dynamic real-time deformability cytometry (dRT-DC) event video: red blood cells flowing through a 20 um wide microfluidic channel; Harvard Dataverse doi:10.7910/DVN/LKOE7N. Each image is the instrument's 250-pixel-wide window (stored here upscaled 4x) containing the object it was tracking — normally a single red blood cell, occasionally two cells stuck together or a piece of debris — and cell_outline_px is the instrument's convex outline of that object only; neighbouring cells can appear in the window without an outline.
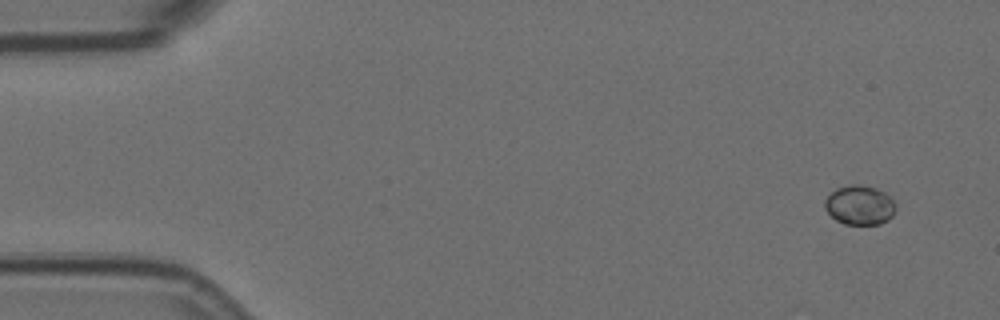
{"species": "Egyptian fruit bat (a non-hibernating species)", "species_latin": "Rousettus aegyptiacus", "temperature_condition": "room temperature", "stored_images_in_passage": 5, "camera_frame_rate_fps": 3000, "um_per_image_px": 0.085, "animal": {"sex": "female"}, "frame": {"image": 1, "passage_image": 1, "time_ms": 0.0, "image_size_px": [1000, 320], "cell_outline_px": [[896, 208], [892, 216], [888, 220], [880, 224], [844, 224], [836, 220], [824, 208], [824, 200], [836, 188], [848, 184], [860, 184], [876, 188], [884, 192], [896, 204]], "centroid_in_image_um": [73.06, 17.43], "position_along_channel_um": 11.9, "area_um2": 16.36}}